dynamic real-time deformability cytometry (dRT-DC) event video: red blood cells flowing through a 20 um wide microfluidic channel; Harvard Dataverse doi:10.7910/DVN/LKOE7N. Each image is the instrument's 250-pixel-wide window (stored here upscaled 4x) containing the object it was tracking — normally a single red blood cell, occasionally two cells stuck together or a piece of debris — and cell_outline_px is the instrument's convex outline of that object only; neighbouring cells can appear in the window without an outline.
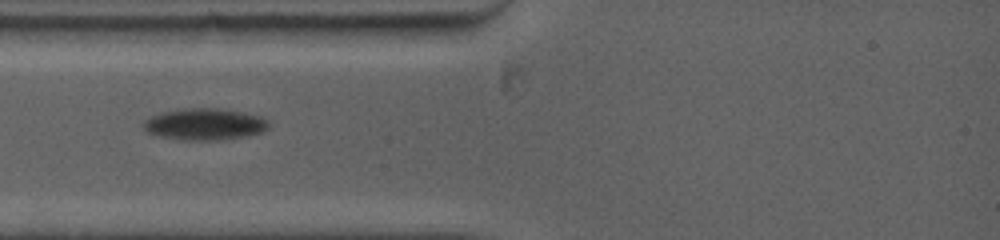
{"species": "common noctule bat (a hibernating species)", "species_latin": "Nyctalus noctula", "temperature_condition": "warm", "stored_images_in_passage": 4, "camera_frame_rate_fps": 5000, "um_per_image_px": 0.085, "animal": {"sex": "female", "body_mass_g": 19.0, "forearm_length_mm": 53.3}, "frame": {"image": 1, "passage_image": 1, "time_ms": 0.0, "image_size_px": [1000, 240], "cell_outline_px": [[268, 128], [260, 132], [248, 136], [220, 140], [184, 140], [160, 136], [148, 132], [144, 128], [144, 120], [160, 112], [184, 108], [220, 108], [244, 112], [260, 116], [268, 120]], "centroid_in_image_um": [17.41, 10.55], "position_along_channel_um": 67.6, "area_um2": 23.12}}
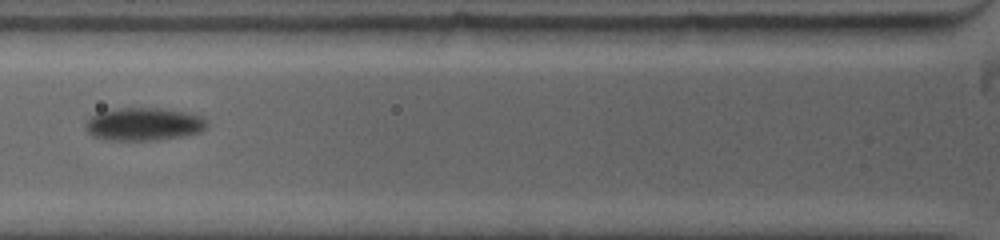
{"frame": {"image": 2, "passage_image": 3, "time_ms": 1.2, "image_size_px": [1000, 240], "cell_outline_px": [[208, 124], [200, 132], [184, 136], [156, 140], [108, 140], [92, 136], [84, 128], [84, 124], [96, 112], [120, 108], [160, 108], [184, 112], [200, 116], [208, 120]], "centroid_in_image_um": [12.2, 10.55], "position_along_channel_um": 113.6, "area_um2": 23.35}}